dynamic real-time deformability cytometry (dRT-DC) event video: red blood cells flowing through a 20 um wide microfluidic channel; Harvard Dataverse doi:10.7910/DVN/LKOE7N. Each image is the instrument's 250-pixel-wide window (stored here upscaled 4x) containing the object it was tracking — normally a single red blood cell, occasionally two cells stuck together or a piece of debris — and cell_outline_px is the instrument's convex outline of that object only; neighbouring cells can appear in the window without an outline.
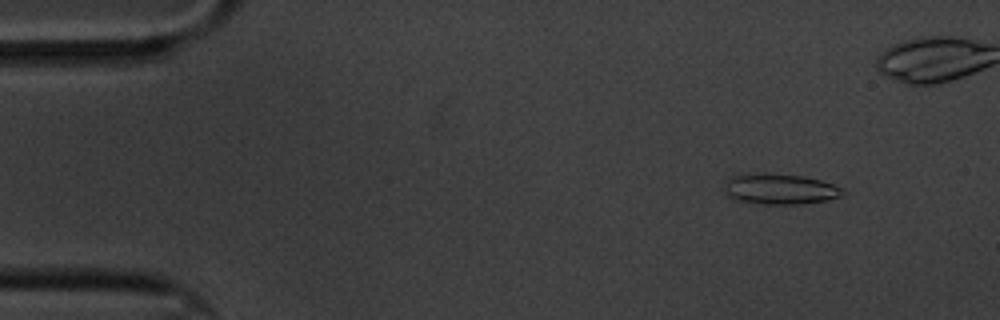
{"species": "common noctule bat (a hibernating species)", "species_latin": "Nyctalus noctula", "temperature_condition": "cold", "stored_images_in_passage": 62, "camera_frame_rate_fps": 3000, "um_per_image_px": 0.085, "animal": {"sex": "male", "body_mass_g": 20.1, "forearm_length_mm": 53.5}, "frame": {"image": 1, "passage_image": 7, "time_ms": 2.0, "image_size_px": [1000, 320], "cell_outline_px": [[848, 192], [840, 196], [828, 200], [800, 204], [764, 204], [740, 200], [728, 196], [724, 188], [724, 184], [732, 176], [740, 172], [764, 172], [804, 176], [820, 180], [844, 188]], "centroid_in_image_um": [66.3, 16.04], "position_along_channel_um": 18.7, "area_um2": 21.5}}
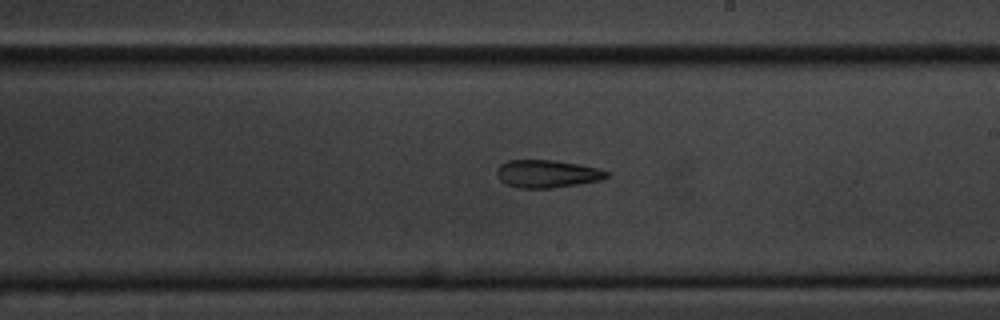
{"frame": {"image": 2, "passage_image": 35, "time_ms": 11.333, "image_size_px": [1000, 320], "cell_outline_px": [[608, 176], [600, 180], [552, 188], [520, 188], [508, 184], [500, 180], [496, 172], [496, 168], [500, 164], [508, 160], [556, 160], [580, 164], [596, 168], [608, 172]], "centroid_in_image_um": [46.47, 14.76], "position_along_channel_um": 242.5, "area_um2": 17.63}}
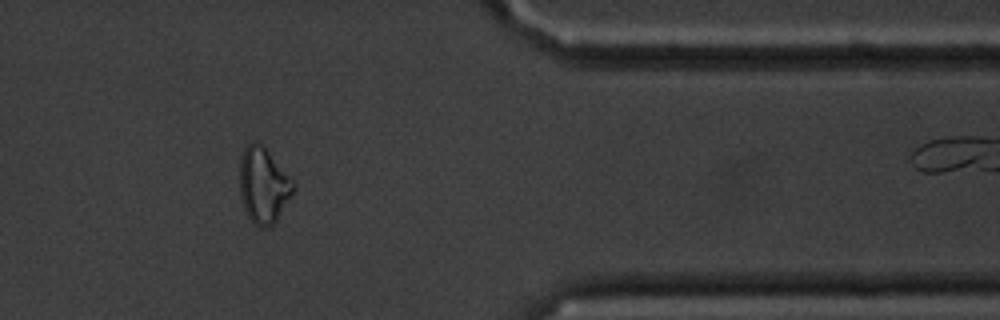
{"frame": {"image": 3, "passage_image": 50, "time_ms": 16.333, "image_size_px": [1000, 320], "cell_outline_px": [[296, 188], [292, 196], [276, 220], [268, 228], [264, 228], [252, 224], [244, 208], [240, 196], [240, 160], [244, 148], [252, 140], [260, 144], [268, 152], [296, 184]], "centroid_in_image_um": [22.39, 15.79], "position_along_channel_um": 389.0, "area_um2": 23.52}}